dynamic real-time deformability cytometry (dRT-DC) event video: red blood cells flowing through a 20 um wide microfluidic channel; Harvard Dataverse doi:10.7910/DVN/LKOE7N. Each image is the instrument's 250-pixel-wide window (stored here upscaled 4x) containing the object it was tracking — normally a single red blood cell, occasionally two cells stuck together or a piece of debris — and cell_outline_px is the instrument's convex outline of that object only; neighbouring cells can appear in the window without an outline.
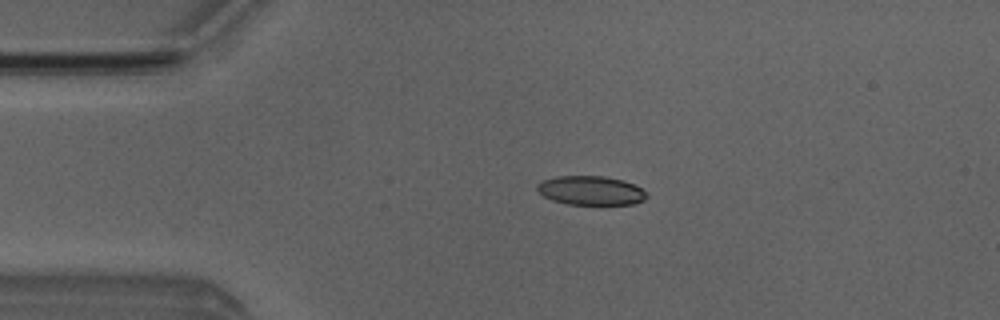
{"species": "Egyptian fruit bat (a non-hibernating species)", "species_latin": "Rousettus aegyptiacus", "temperature_condition": "room temperature", "stored_images_in_passage": 3, "camera_frame_rate_fps": 3000, "um_per_image_px": 0.085, "animal": {"sex": "male"}, "frame": {"image": 1, "passage_image": 2, "time_ms": 1.0, "image_size_px": [1000, 320], "cell_outline_px": [[648, 196], [644, 200], [636, 204], [568, 204], [552, 200], [544, 196], [536, 188], [536, 184], [544, 180], [556, 176], [604, 176], [624, 180], [640, 188]], "centroid_in_image_um": [50.21, 16.19], "position_along_channel_um": 34.8, "area_um2": 18.44}}